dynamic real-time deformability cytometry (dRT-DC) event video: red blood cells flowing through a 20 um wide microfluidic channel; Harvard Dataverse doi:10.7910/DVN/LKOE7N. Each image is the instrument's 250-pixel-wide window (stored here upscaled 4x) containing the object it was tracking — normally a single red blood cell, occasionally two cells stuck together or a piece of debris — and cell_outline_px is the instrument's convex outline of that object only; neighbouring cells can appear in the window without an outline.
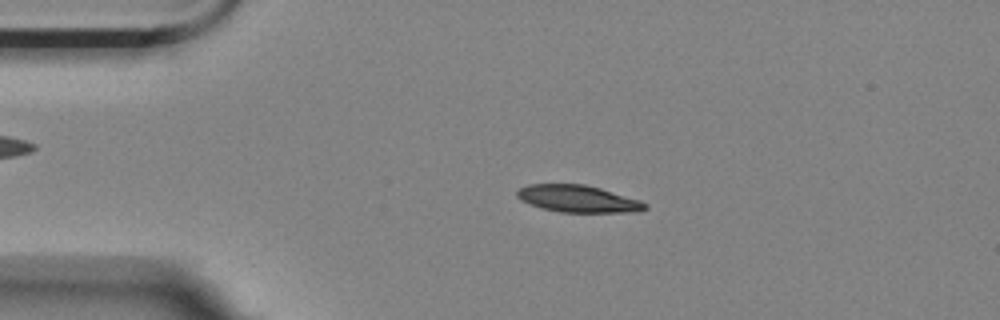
{"species": "Egyptian fruit bat (a non-hibernating species)", "species_latin": "Rousettus aegyptiacus", "temperature_condition": "room temperature", "stored_images_in_passage": 56, "camera_frame_rate_fps": 3000, "um_per_image_px": 0.085, "animal": {"sex": "female"}, "frame": {"image": 1, "passage_image": 11, "time_ms": 3.333, "image_size_px": [1000, 320], "cell_outline_px": [[648, 208], [640, 212], [560, 212], [540, 208], [520, 200], [516, 196], [516, 192], [520, 188], [528, 184], [584, 184], [600, 188], [640, 200], [648, 204]], "centroid_in_image_um": [49.13, 16.9], "position_along_channel_um": 35.9, "area_um2": 20.29}}
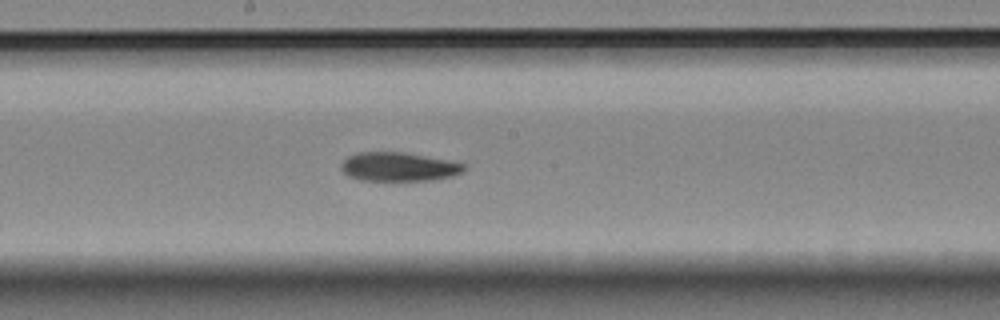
{"frame": {"image": 2, "passage_image": 29, "time_ms": 9.333, "image_size_px": [1000, 320], "cell_outline_px": [[464, 168], [460, 172], [452, 176], [432, 180], [360, 180], [348, 176], [340, 168], [340, 164], [348, 156], [360, 152], [400, 152], [464, 164]], "centroid_in_image_um": [33.79, 14.18], "position_along_channel_um": 214.4, "area_um2": 20.11}}
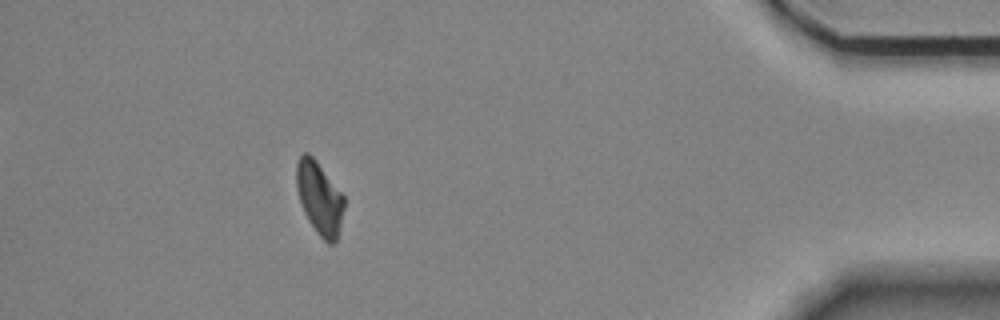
{"frame": {"image": 3, "passage_image": 50, "time_ms": 16.333, "image_size_px": [1000, 320], "cell_outline_px": [[344, 208], [336, 240], [332, 244], [328, 244], [316, 232], [308, 220], [304, 212], [296, 188], [296, 164], [300, 156], [304, 152], [308, 152], [316, 160], [344, 196]], "centroid_in_image_um": [27.14, 16.82], "position_along_channel_um": 408.1, "area_um2": 20.0}, "authors_computed_cell_mechanics": {"area_um2": 20.6057, "velocity_mm_per_s": 3.5199, "shape_relaxation_time_tau1_ms": 6.6479, "shape_relaxation_time_tau2_ms": 5.5557, "deformation_change_tau1": 0.1773, "deformation_change_tau2": 0.111}}